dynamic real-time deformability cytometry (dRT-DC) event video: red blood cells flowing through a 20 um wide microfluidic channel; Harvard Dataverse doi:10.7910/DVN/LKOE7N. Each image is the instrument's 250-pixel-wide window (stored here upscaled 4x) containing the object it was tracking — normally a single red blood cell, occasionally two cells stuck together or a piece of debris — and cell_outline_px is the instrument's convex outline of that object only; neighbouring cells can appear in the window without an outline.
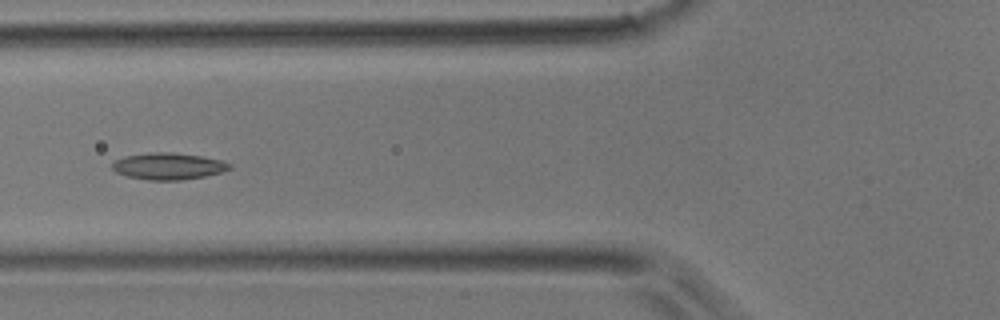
{"species": "common noctule bat (a hibernating species)", "species_latin": "Nyctalus noctula", "temperature_condition": "room temperature", "stored_images_in_passage": 13, "camera_frame_rate_fps": 3000, "um_per_image_px": 0.085, "animal": {"sex": "male", "body_mass_g": 17.9}, "frame": {"image": 1, "passage_image": 6, "time_ms": 1.667, "image_size_px": [1000, 320], "cell_outline_px": [[232, 168], [220, 172], [204, 176], [180, 180], [148, 180], [128, 176], [116, 172], [112, 168], [112, 164], [116, 160], [124, 156], [152, 152], [172, 152], [200, 156], [224, 160], [232, 164]], "centroid_in_image_um": [14.33, 14.12], "position_along_channel_um": 111.5, "area_um2": 18.21}}
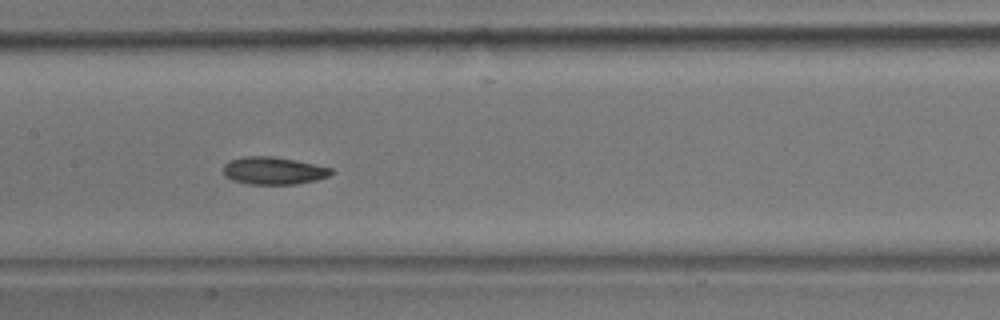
{"frame": {"image": 2, "passage_image": 11, "time_ms": 3.333, "image_size_px": [1000, 320], "cell_outline_px": [[336, 172], [328, 176], [316, 180], [296, 184], [248, 184], [232, 180], [224, 176], [224, 164], [232, 160], [244, 156], [272, 156], [316, 164], [332, 168]], "centroid_in_image_um": [23.27, 14.51], "position_along_channel_um": 184.1, "area_um2": 17.34}}